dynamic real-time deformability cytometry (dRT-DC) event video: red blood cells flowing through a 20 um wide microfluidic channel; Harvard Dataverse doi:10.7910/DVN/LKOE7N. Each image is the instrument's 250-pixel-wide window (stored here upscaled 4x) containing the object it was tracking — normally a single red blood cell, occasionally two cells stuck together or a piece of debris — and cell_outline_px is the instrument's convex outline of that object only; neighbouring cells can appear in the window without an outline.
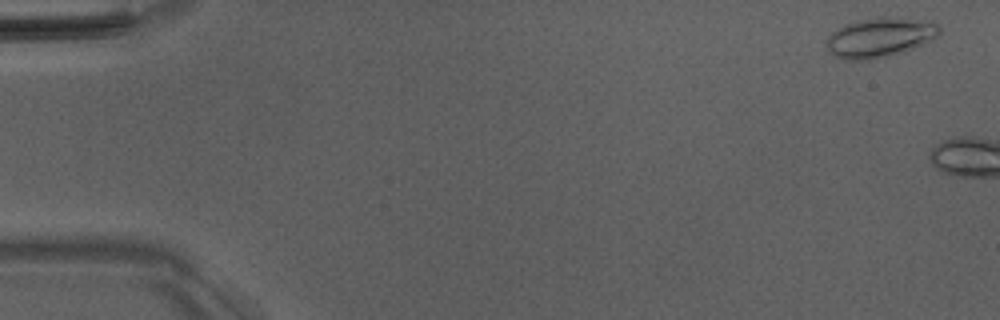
{"species": "Egyptian fruit bat (a non-hibernating species)", "species_latin": "Rousettus aegyptiacus", "temperature_condition": "room temperature", "stored_images_in_passage": 5, "camera_frame_rate_fps": 3000, "um_per_image_px": 0.085, "animal": {"sex": "male"}, "frame": {"image": 1, "passage_image": 2, "time_ms": 0.333, "image_size_px": [1000, 320], "cell_outline_px": [[940, 32], [936, 36], [904, 52], [888, 56], [868, 60], [844, 60], [828, 52], [828, 36], [832, 32], [844, 24], [856, 20], [880, 16], [936, 24], [940, 28]], "centroid_in_image_um": [74.68, 3.2], "position_along_channel_um": 10.3, "area_um2": 25.37}}